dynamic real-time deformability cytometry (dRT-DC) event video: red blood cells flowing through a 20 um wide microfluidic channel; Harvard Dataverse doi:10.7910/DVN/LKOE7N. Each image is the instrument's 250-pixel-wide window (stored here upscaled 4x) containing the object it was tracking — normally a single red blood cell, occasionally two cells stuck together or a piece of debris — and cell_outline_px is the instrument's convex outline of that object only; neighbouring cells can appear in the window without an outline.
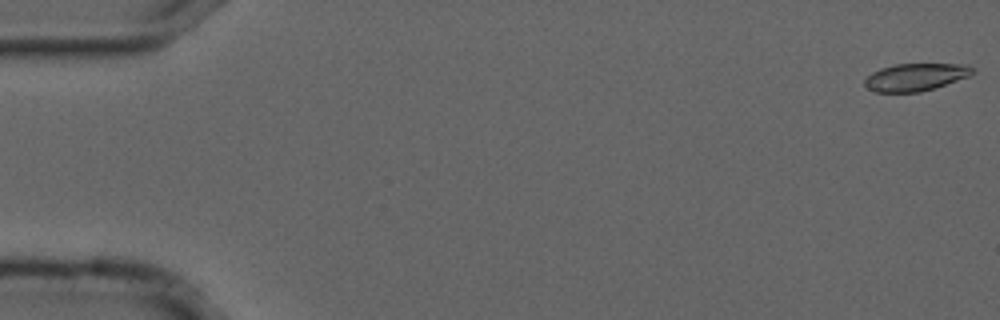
{"species": "common noctule bat (a hibernating species)", "species_latin": "Nyctalus noctula", "temperature_condition": "cold", "stored_images_in_passage": 55, "camera_frame_rate_fps": 3000, "um_per_image_px": 0.085, "animal": {"sex": "male", "forearm_length_mm": 52.5}, "frame": {"image": 1, "passage_image": 1, "time_ms": 0.0, "image_size_px": [1000, 320], "cell_outline_px": [[976, 72], [968, 76], [920, 92], [876, 92], [868, 88], [864, 84], [864, 80], [872, 72], [880, 68], [896, 64], [968, 64]], "centroid_in_image_um": [77.8, 6.54], "position_along_channel_um": 7.2, "area_um2": 17.05}}
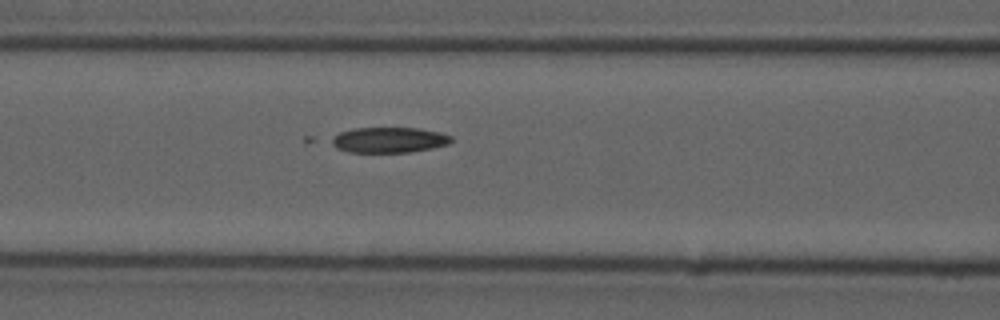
{"frame": {"image": 2, "passage_image": 23, "time_ms": 7.333, "image_size_px": [1000, 320], "cell_outline_px": [[452, 140], [448, 144], [432, 148], [412, 152], [348, 152], [336, 148], [328, 140], [340, 132], [352, 128], [420, 128], [440, 132], [452, 136]], "centroid_in_image_um": [33.05, 11.89], "position_along_channel_um": 133.6, "area_um2": 17.92}}
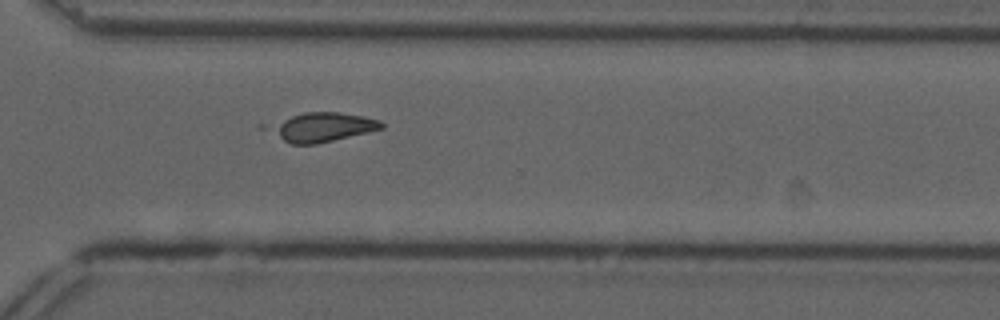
{"frame": {"image": 3, "passage_image": 40, "time_ms": 13.0, "image_size_px": [1000, 320], "cell_outline_px": [[384, 128], [368, 132], [316, 144], [292, 144], [284, 140], [272, 128], [276, 124], [292, 116], [304, 112], [340, 112], [380, 120], [384, 124]], "centroid_in_image_um": [27.55, 10.8], "position_along_channel_um": 343.1, "area_um2": 18.09}}